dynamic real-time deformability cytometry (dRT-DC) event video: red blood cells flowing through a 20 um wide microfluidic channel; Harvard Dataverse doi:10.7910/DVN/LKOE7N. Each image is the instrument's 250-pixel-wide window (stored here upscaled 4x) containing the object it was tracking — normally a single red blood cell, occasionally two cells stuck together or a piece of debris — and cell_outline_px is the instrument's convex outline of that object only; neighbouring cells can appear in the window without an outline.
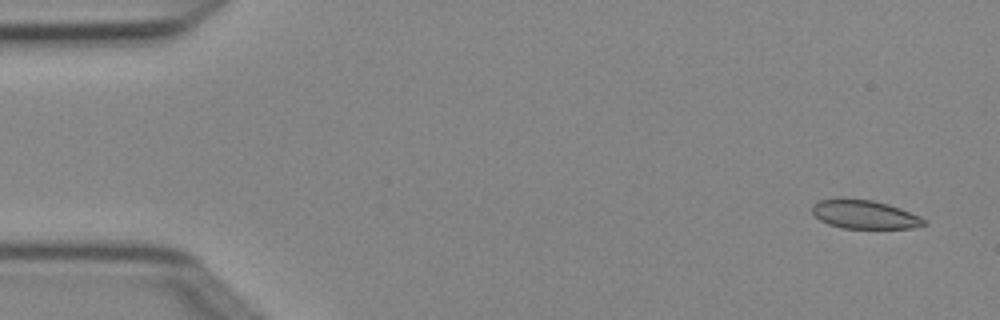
{"species": "Egyptian fruit bat (a non-hibernating species)", "species_latin": "Rousettus aegyptiacus", "temperature_condition": "cold", "stored_images_in_passage": 4, "camera_frame_rate_fps": 3000, "um_per_image_px": 0.085, "animal": {"sex": "female"}, "frame": {"image": 1, "passage_image": 1, "time_ms": 0.0, "image_size_px": [1000, 320], "cell_outline_px": [[928, 224], [912, 228], [844, 228], [828, 224], [820, 220], [812, 212], [812, 204], [820, 200], [872, 200], [888, 204], [900, 208], [920, 216]], "centroid_in_image_um": [73.51, 18.25], "position_along_channel_um": 11.5, "area_um2": 18.21}}
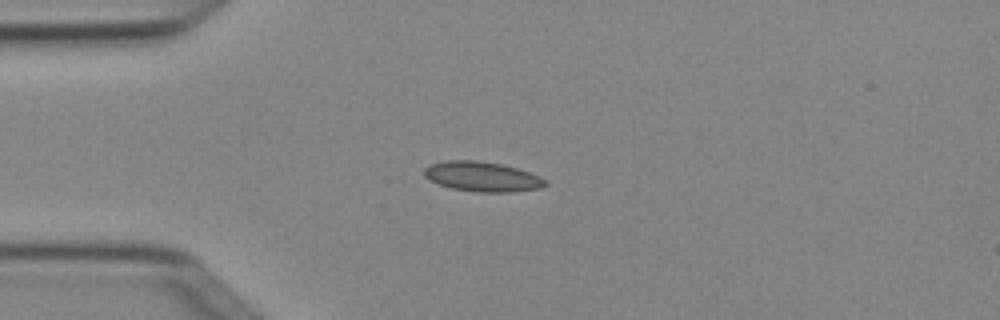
{"frame": {"image": 2, "passage_image": 4, "time_ms": 1.0, "image_size_px": [1000, 320], "cell_outline_px": [[548, 184], [540, 188], [512, 192], [476, 192], [452, 188], [440, 184], [424, 176], [424, 168], [428, 164], [444, 160], [476, 160], [500, 164], [516, 168], [540, 176], [548, 180]], "centroid_in_image_um": [41.0, 15.01], "position_along_channel_um": 44.0, "area_um2": 21.1}}